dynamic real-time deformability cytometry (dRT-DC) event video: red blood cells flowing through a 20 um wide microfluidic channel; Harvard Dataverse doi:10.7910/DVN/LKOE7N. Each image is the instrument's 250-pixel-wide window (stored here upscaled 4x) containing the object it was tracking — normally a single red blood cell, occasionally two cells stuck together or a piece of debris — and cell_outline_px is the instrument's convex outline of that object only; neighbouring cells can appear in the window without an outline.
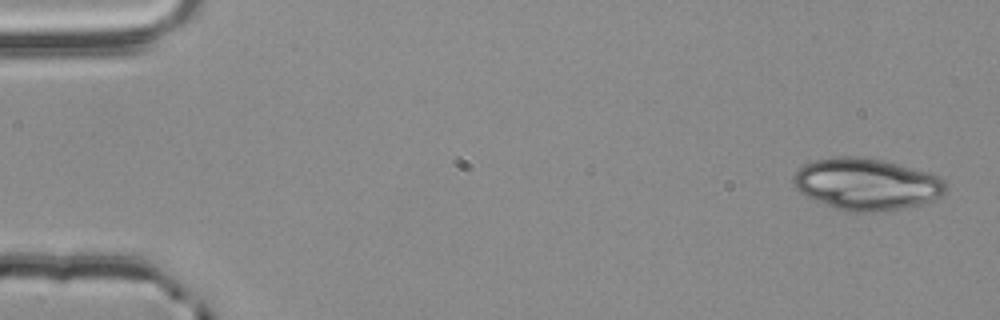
{"species": "common noctule bat (a hibernating species)", "species_latin": "Nyctalus noctula", "temperature_condition": "room temperature", "stored_images_in_passage": 19, "camera_frame_rate_fps": 3000, "um_per_image_px": 0.085, "animal": {"sex": "male", "body_mass_g": 20.4}, "frame": {"image": 1, "passage_image": 1, "time_ms": 0.0, "image_size_px": [1000, 320], "cell_outline_px": [[948, 188], [944, 196], [920, 204], [900, 208], [876, 212], [848, 212], [836, 208], [816, 200], [800, 192], [792, 184], [792, 176], [804, 164], [816, 160], [832, 156], [860, 156], [884, 160], [928, 172], [940, 176], [944, 180]], "centroid_in_image_um": [73.68, 15.64], "position_along_channel_um": 11.3, "area_um2": 46.18}}